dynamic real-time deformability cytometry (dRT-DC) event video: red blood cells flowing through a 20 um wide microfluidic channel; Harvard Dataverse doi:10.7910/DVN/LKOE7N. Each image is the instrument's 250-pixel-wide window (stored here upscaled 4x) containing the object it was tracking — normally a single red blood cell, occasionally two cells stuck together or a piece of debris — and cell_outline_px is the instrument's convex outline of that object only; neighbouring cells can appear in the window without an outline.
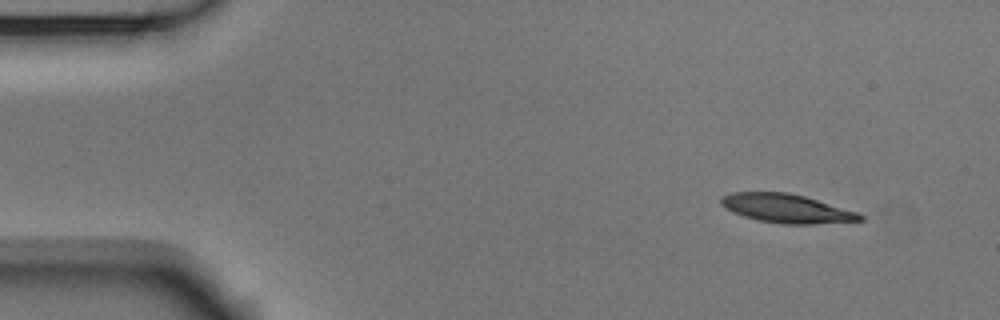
{"species": "Egyptian fruit bat (a non-hibernating species)", "species_latin": "Rousettus aegyptiacus", "temperature_condition": "room temperature", "stored_images_in_passage": 49, "camera_frame_rate_fps": 3000, "um_per_image_px": 0.085, "animal": {"sex": "male"}, "frame": {"image": 1, "passage_image": 1, "time_ms": 0.0, "image_size_px": [1000, 320], "cell_outline_px": [[864, 220], [816, 224], [784, 224], [760, 220], [744, 216], [732, 212], [724, 208], [720, 204], [720, 196], [732, 192], [788, 192], [804, 196], [856, 212], [864, 216]], "centroid_in_image_um": [66.81, 17.71], "position_along_channel_um": 18.2, "area_um2": 23.18}}
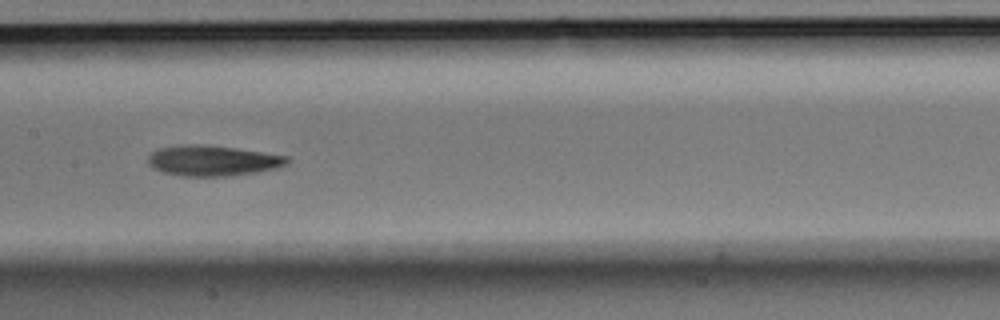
{"frame": {"image": 2, "passage_image": 22, "time_ms": 7.0, "image_size_px": [1000, 320], "cell_outline_px": [[288, 164], [276, 168], [256, 172], [228, 176], [180, 176], [164, 172], [152, 168], [148, 164], [148, 156], [156, 148], [180, 144], [204, 144], [236, 148], [288, 156]], "centroid_in_image_um": [18.03, 13.64], "position_along_channel_um": 189.4, "area_um2": 24.91}}
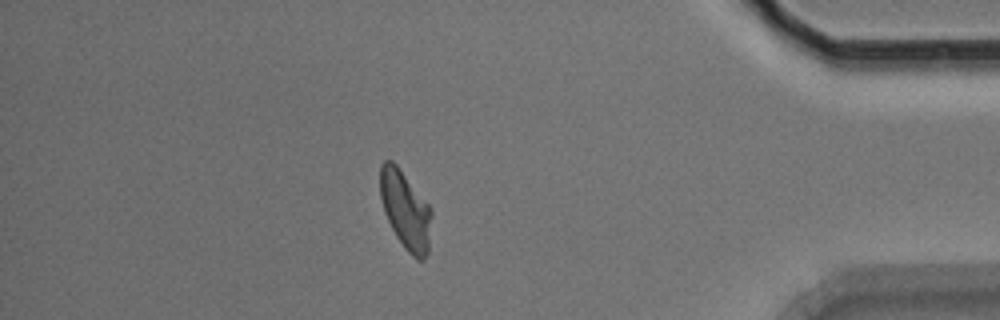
{"frame": {"image": 3, "passage_image": 42, "time_ms": 13.667, "image_size_px": [1000, 320], "cell_outline_px": [[432, 216], [428, 252], [424, 260], [416, 260], [404, 248], [396, 236], [384, 212], [380, 196], [380, 164], [384, 160], [392, 160], [396, 164], [428, 204], [432, 212]], "centroid_in_image_um": [34.46, 17.87], "position_along_channel_um": 400.7, "area_um2": 23.35}, "authors_computed_cell_mechanics": {"area_um2": 23.8136, "velocity_mm_per_s": 3.7683, "shape_relaxation_time_tau1_ms": 8.0074, "shape_relaxation_time_tau2_ms": 4.9629, "deformation_change_tau1": 0.214, "deformation_change_tau2": 0.1258}}